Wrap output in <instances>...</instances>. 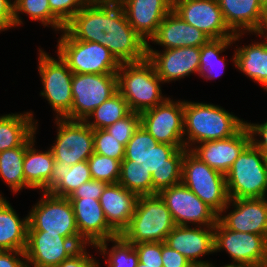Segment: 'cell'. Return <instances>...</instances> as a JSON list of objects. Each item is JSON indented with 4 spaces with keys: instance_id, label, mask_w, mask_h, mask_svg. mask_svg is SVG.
<instances>
[{
    "instance_id": "6da1fadb",
    "label": "cell",
    "mask_w": 267,
    "mask_h": 267,
    "mask_svg": "<svg viewBox=\"0 0 267 267\" xmlns=\"http://www.w3.org/2000/svg\"><path fill=\"white\" fill-rule=\"evenodd\" d=\"M65 30L74 39L105 46L120 63L147 58V43L129 24L117 0H89Z\"/></svg>"
},
{
    "instance_id": "7a4b0ae2",
    "label": "cell",
    "mask_w": 267,
    "mask_h": 267,
    "mask_svg": "<svg viewBox=\"0 0 267 267\" xmlns=\"http://www.w3.org/2000/svg\"><path fill=\"white\" fill-rule=\"evenodd\" d=\"M245 121L214 104L184 100V145L187 150L205 141L235 135Z\"/></svg>"
},
{
    "instance_id": "3957f363",
    "label": "cell",
    "mask_w": 267,
    "mask_h": 267,
    "mask_svg": "<svg viewBox=\"0 0 267 267\" xmlns=\"http://www.w3.org/2000/svg\"><path fill=\"white\" fill-rule=\"evenodd\" d=\"M163 81L146 58L139 62L121 63L117 71V90L127 101L130 111L142 113L161 103Z\"/></svg>"
},
{
    "instance_id": "277c9868",
    "label": "cell",
    "mask_w": 267,
    "mask_h": 267,
    "mask_svg": "<svg viewBox=\"0 0 267 267\" xmlns=\"http://www.w3.org/2000/svg\"><path fill=\"white\" fill-rule=\"evenodd\" d=\"M175 226L172 215L159 194L138 196L134 214L121 236L133 245L141 242H165Z\"/></svg>"
},
{
    "instance_id": "5b68a950",
    "label": "cell",
    "mask_w": 267,
    "mask_h": 267,
    "mask_svg": "<svg viewBox=\"0 0 267 267\" xmlns=\"http://www.w3.org/2000/svg\"><path fill=\"white\" fill-rule=\"evenodd\" d=\"M230 199L267 195V156L250 143L225 174Z\"/></svg>"
},
{
    "instance_id": "8992f818",
    "label": "cell",
    "mask_w": 267,
    "mask_h": 267,
    "mask_svg": "<svg viewBox=\"0 0 267 267\" xmlns=\"http://www.w3.org/2000/svg\"><path fill=\"white\" fill-rule=\"evenodd\" d=\"M57 55L73 73L117 74L121 63L105 46L74 39L65 29L61 31Z\"/></svg>"
},
{
    "instance_id": "52a82bcc",
    "label": "cell",
    "mask_w": 267,
    "mask_h": 267,
    "mask_svg": "<svg viewBox=\"0 0 267 267\" xmlns=\"http://www.w3.org/2000/svg\"><path fill=\"white\" fill-rule=\"evenodd\" d=\"M182 183L218 215L228 204L225 174L212 169L190 150L182 160Z\"/></svg>"
},
{
    "instance_id": "ba28073f",
    "label": "cell",
    "mask_w": 267,
    "mask_h": 267,
    "mask_svg": "<svg viewBox=\"0 0 267 267\" xmlns=\"http://www.w3.org/2000/svg\"><path fill=\"white\" fill-rule=\"evenodd\" d=\"M42 193L40 201L28 213V231H47L66 238H81L71 201L49 192Z\"/></svg>"
},
{
    "instance_id": "9c48e42d",
    "label": "cell",
    "mask_w": 267,
    "mask_h": 267,
    "mask_svg": "<svg viewBox=\"0 0 267 267\" xmlns=\"http://www.w3.org/2000/svg\"><path fill=\"white\" fill-rule=\"evenodd\" d=\"M38 56V72L43 85L40 94L56 112V118H64L71 111L73 104V72L59 55L57 60L39 48Z\"/></svg>"
},
{
    "instance_id": "30bf717a",
    "label": "cell",
    "mask_w": 267,
    "mask_h": 267,
    "mask_svg": "<svg viewBox=\"0 0 267 267\" xmlns=\"http://www.w3.org/2000/svg\"><path fill=\"white\" fill-rule=\"evenodd\" d=\"M71 91L73 104L64 118L85 121L95 108L118 91L117 74L73 73Z\"/></svg>"
},
{
    "instance_id": "8fae6325",
    "label": "cell",
    "mask_w": 267,
    "mask_h": 267,
    "mask_svg": "<svg viewBox=\"0 0 267 267\" xmlns=\"http://www.w3.org/2000/svg\"><path fill=\"white\" fill-rule=\"evenodd\" d=\"M215 253L225 250L230 264L263 267L267 260V237L227 229L219 220L214 226Z\"/></svg>"
},
{
    "instance_id": "7c38bea8",
    "label": "cell",
    "mask_w": 267,
    "mask_h": 267,
    "mask_svg": "<svg viewBox=\"0 0 267 267\" xmlns=\"http://www.w3.org/2000/svg\"><path fill=\"white\" fill-rule=\"evenodd\" d=\"M57 136L50 147L55 161L65 166L87 161L94 153L93 129L85 121L56 118Z\"/></svg>"
},
{
    "instance_id": "4fadbf2b",
    "label": "cell",
    "mask_w": 267,
    "mask_h": 267,
    "mask_svg": "<svg viewBox=\"0 0 267 267\" xmlns=\"http://www.w3.org/2000/svg\"><path fill=\"white\" fill-rule=\"evenodd\" d=\"M82 238H66L47 231H28L25 249L27 267H57L80 247Z\"/></svg>"
},
{
    "instance_id": "5bb4252c",
    "label": "cell",
    "mask_w": 267,
    "mask_h": 267,
    "mask_svg": "<svg viewBox=\"0 0 267 267\" xmlns=\"http://www.w3.org/2000/svg\"><path fill=\"white\" fill-rule=\"evenodd\" d=\"M158 194L165 201L176 225L215 226L218 221V214L182 182L164 188Z\"/></svg>"
},
{
    "instance_id": "9a60e30c",
    "label": "cell",
    "mask_w": 267,
    "mask_h": 267,
    "mask_svg": "<svg viewBox=\"0 0 267 267\" xmlns=\"http://www.w3.org/2000/svg\"><path fill=\"white\" fill-rule=\"evenodd\" d=\"M140 125L158 143L184 145V101L168 97L163 103L140 113Z\"/></svg>"
},
{
    "instance_id": "2e32d148",
    "label": "cell",
    "mask_w": 267,
    "mask_h": 267,
    "mask_svg": "<svg viewBox=\"0 0 267 267\" xmlns=\"http://www.w3.org/2000/svg\"><path fill=\"white\" fill-rule=\"evenodd\" d=\"M173 11L210 39L234 37L224 21L218 0H173Z\"/></svg>"
},
{
    "instance_id": "e0dca14e",
    "label": "cell",
    "mask_w": 267,
    "mask_h": 267,
    "mask_svg": "<svg viewBox=\"0 0 267 267\" xmlns=\"http://www.w3.org/2000/svg\"><path fill=\"white\" fill-rule=\"evenodd\" d=\"M185 145L158 143L153 147L142 166L151 173L153 195L162 189L182 182V160Z\"/></svg>"
},
{
    "instance_id": "ac0fdd59",
    "label": "cell",
    "mask_w": 267,
    "mask_h": 267,
    "mask_svg": "<svg viewBox=\"0 0 267 267\" xmlns=\"http://www.w3.org/2000/svg\"><path fill=\"white\" fill-rule=\"evenodd\" d=\"M267 197L230 199L218 215V220L230 230L267 237ZM231 204V205H230ZM234 206L233 211L223 215Z\"/></svg>"
},
{
    "instance_id": "d6986e66",
    "label": "cell",
    "mask_w": 267,
    "mask_h": 267,
    "mask_svg": "<svg viewBox=\"0 0 267 267\" xmlns=\"http://www.w3.org/2000/svg\"><path fill=\"white\" fill-rule=\"evenodd\" d=\"M147 59L153 64L163 83H169L191 73H198L200 64L199 47L164 49L162 52L152 49L147 43Z\"/></svg>"
},
{
    "instance_id": "ffe728a7",
    "label": "cell",
    "mask_w": 267,
    "mask_h": 267,
    "mask_svg": "<svg viewBox=\"0 0 267 267\" xmlns=\"http://www.w3.org/2000/svg\"><path fill=\"white\" fill-rule=\"evenodd\" d=\"M251 143L250 132L244 125L232 137L205 141L193 146L190 151L209 167L226 174L241 152Z\"/></svg>"
},
{
    "instance_id": "44dd1931",
    "label": "cell",
    "mask_w": 267,
    "mask_h": 267,
    "mask_svg": "<svg viewBox=\"0 0 267 267\" xmlns=\"http://www.w3.org/2000/svg\"><path fill=\"white\" fill-rule=\"evenodd\" d=\"M73 206L80 237L92 247L101 241L118 236L108 225L99 200L93 198H68Z\"/></svg>"
},
{
    "instance_id": "7402d4cb",
    "label": "cell",
    "mask_w": 267,
    "mask_h": 267,
    "mask_svg": "<svg viewBox=\"0 0 267 267\" xmlns=\"http://www.w3.org/2000/svg\"><path fill=\"white\" fill-rule=\"evenodd\" d=\"M172 249L185 256L192 264L207 263L201 256L212 254L214 250V226L176 225L165 239Z\"/></svg>"
},
{
    "instance_id": "603a6c76",
    "label": "cell",
    "mask_w": 267,
    "mask_h": 267,
    "mask_svg": "<svg viewBox=\"0 0 267 267\" xmlns=\"http://www.w3.org/2000/svg\"><path fill=\"white\" fill-rule=\"evenodd\" d=\"M129 24L148 43L164 17L173 9V0H117ZM149 39V40H148Z\"/></svg>"
},
{
    "instance_id": "cb8c5ba5",
    "label": "cell",
    "mask_w": 267,
    "mask_h": 267,
    "mask_svg": "<svg viewBox=\"0 0 267 267\" xmlns=\"http://www.w3.org/2000/svg\"><path fill=\"white\" fill-rule=\"evenodd\" d=\"M224 21L234 33L267 32V11L258 0H218Z\"/></svg>"
},
{
    "instance_id": "d4e9b609",
    "label": "cell",
    "mask_w": 267,
    "mask_h": 267,
    "mask_svg": "<svg viewBox=\"0 0 267 267\" xmlns=\"http://www.w3.org/2000/svg\"><path fill=\"white\" fill-rule=\"evenodd\" d=\"M210 38L202 31L186 23L173 9L164 17L156 34L150 39L164 49L201 47Z\"/></svg>"
},
{
    "instance_id": "484cf974",
    "label": "cell",
    "mask_w": 267,
    "mask_h": 267,
    "mask_svg": "<svg viewBox=\"0 0 267 267\" xmlns=\"http://www.w3.org/2000/svg\"><path fill=\"white\" fill-rule=\"evenodd\" d=\"M138 196L124 188L121 184H107L104 188L100 204L108 225L118 234L128 227L134 214Z\"/></svg>"
},
{
    "instance_id": "4316f807",
    "label": "cell",
    "mask_w": 267,
    "mask_h": 267,
    "mask_svg": "<svg viewBox=\"0 0 267 267\" xmlns=\"http://www.w3.org/2000/svg\"><path fill=\"white\" fill-rule=\"evenodd\" d=\"M262 42L237 47L231 59L236 68L264 87L267 92V32L257 33Z\"/></svg>"
},
{
    "instance_id": "83f0119b",
    "label": "cell",
    "mask_w": 267,
    "mask_h": 267,
    "mask_svg": "<svg viewBox=\"0 0 267 267\" xmlns=\"http://www.w3.org/2000/svg\"><path fill=\"white\" fill-rule=\"evenodd\" d=\"M27 235L28 215L21 219L0 194V250L25 251Z\"/></svg>"
},
{
    "instance_id": "f1b7e54d",
    "label": "cell",
    "mask_w": 267,
    "mask_h": 267,
    "mask_svg": "<svg viewBox=\"0 0 267 267\" xmlns=\"http://www.w3.org/2000/svg\"><path fill=\"white\" fill-rule=\"evenodd\" d=\"M34 136L26 148L23 162V173L26 184L30 189H41L42 192H48V180L50 179L54 167V156L51 149L47 151H38L34 148Z\"/></svg>"
},
{
    "instance_id": "f546056e",
    "label": "cell",
    "mask_w": 267,
    "mask_h": 267,
    "mask_svg": "<svg viewBox=\"0 0 267 267\" xmlns=\"http://www.w3.org/2000/svg\"><path fill=\"white\" fill-rule=\"evenodd\" d=\"M88 161L65 166L55 161L48 180V192L54 196L68 198L80 185L91 180Z\"/></svg>"
},
{
    "instance_id": "4dcf8cb0",
    "label": "cell",
    "mask_w": 267,
    "mask_h": 267,
    "mask_svg": "<svg viewBox=\"0 0 267 267\" xmlns=\"http://www.w3.org/2000/svg\"><path fill=\"white\" fill-rule=\"evenodd\" d=\"M33 113L0 116V152L21 146L37 130Z\"/></svg>"
},
{
    "instance_id": "1f68e13d",
    "label": "cell",
    "mask_w": 267,
    "mask_h": 267,
    "mask_svg": "<svg viewBox=\"0 0 267 267\" xmlns=\"http://www.w3.org/2000/svg\"><path fill=\"white\" fill-rule=\"evenodd\" d=\"M243 36V33L234 34L233 38L210 39L206 44L200 47V64L198 75L206 80L219 77L226 66L225 56L220 57V53L231 44L235 43ZM214 71V72H213Z\"/></svg>"
},
{
    "instance_id": "d6a6232c",
    "label": "cell",
    "mask_w": 267,
    "mask_h": 267,
    "mask_svg": "<svg viewBox=\"0 0 267 267\" xmlns=\"http://www.w3.org/2000/svg\"><path fill=\"white\" fill-rule=\"evenodd\" d=\"M35 134L34 132L21 146L0 152V177L13 193L30 188L24 179L23 162L28 142Z\"/></svg>"
},
{
    "instance_id": "836d02e7",
    "label": "cell",
    "mask_w": 267,
    "mask_h": 267,
    "mask_svg": "<svg viewBox=\"0 0 267 267\" xmlns=\"http://www.w3.org/2000/svg\"><path fill=\"white\" fill-rule=\"evenodd\" d=\"M14 28L23 24L20 13H25L30 19L51 26L55 31H62L65 25L51 12L48 0H14Z\"/></svg>"
},
{
    "instance_id": "e575fe53",
    "label": "cell",
    "mask_w": 267,
    "mask_h": 267,
    "mask_svg": "<svg viewBox=\"0 0 267 267\" xmlns=\"http://www.w3.org/2000/svg\"><path fill=\"white\" fill-rule=\"evenodd\" d=\"M129 112L130 109L127 101L117 91L108 100L95 108L87 117L85 123L93 130L105 129L114 124L117 120L124 118ZM92 118L94 120H92Z\"/></svg>"
},
{
    "instance_id": "d590c367",
    "label": "cell",
    "mask_w": 267,
    "mask_h": 267,
    "mask_svg": "<svg viewBox=\"0 0 267 267\" xmlns=\"http://www.w3.org/2000/svg\"><path fill=\"white\" fill-rule=\"evenodd\" d=\"M118 183L137 196L153 195L151 173L136 161H121Z\"/></svg>"
},
{
    "instance_id": "8d00e7d4",
    "label": "cell",
    "mask_w": 267,
    "mask_h": 267,
    "mask_svg": "<svg viewBox=\"0 0 267 267\" xmlns=\"http://www.w3.org/2000/svg\"><path fill=\"white\" fill-rule=\"evenodd\" d=\"M114 243L111 249H108L109 242ZM94 248H97L101 255H108L106 259L108 267H136L138 263V253L134 245L127 242L121 235L114 238L101 241ZM106 254V255H105Z\"/></svg>"
},
{
    "instance_id": "74e56055",
    "label": "cell",
    "mask_w": 267,
    "mask_h": 267,
    "mask_svg": "<svg viewBox=\"0 0 267 267\" xmlns=\"http://www.w3.org/2000/svg\"><path fill=\"white\" fill-rule=\"evenodd\" d=\"M87 161L92 179L107 184L118 183L121 168L119 160L93 153Z\"/></svg>"
},
{
    "instance_id": "f35d334b",
    "label": "cell",
    "mask_w": 267,
    "mask_h": 267,
    "mask_svg": "<svg viewBox=\"0 0 267 267\" xmlns=\"http://www.w3.org/2000/svg\"><path fill=\"white\" fill-rule=\"evenodd\" d=\"M157 144L155 138L140 125L125 146L123 160H133L142 164L149 156L150 150Z\"/></svg>"
},
{
    "instance_id": "ab89813d",
    "label": "cell",
    "mask_w": 267,
    "mask_h": 267,
    "mask_svg": "<svg viewBox=\"0 0 267 267\" xmlns=\"http://www.w3.org/2000/svg\"><path fill=\"white\" fill-rule=\"evenodd\" d=\"M94 153L107 156L120 162L124 159L125 146L119 143L105 129L93 130Z\"/></svg>"
},
{
    "instance_id": "60d3db41",
    "label": "cell",
    "mask_w": 267,
    "mask_h": 267,
    "mask_svg": "<svg viewBox=\"0 0 267 267\" xmlns=\"http://www.w3.org/2000/svg\"><path fill=\"white\" fill-rule=\"evenodd\" d=\"M140 126V113L130 111L124 118L105 128L122 145L126 146L136 129Z\"/></svg>"
},
{
    "instance_id": "b9f144b4",
    "label": "cell",
    "mask_w": 267,
    "mask_h": 267,
    "mask_svg": "<svg viewBox=\"0 0 267 267\" xmlns=\"http://www.w3.org/2000/svg\"><path fill=\"white\" fill-rule=\"evenodd\" d=\"M89 0H48L51 12L66 25Z\"/></svg>"
},
{
    "instance_id": "7bdbcfd3",
    "label": "cell",
    "mask_w": 267,
    "mask_h": 267,
    "mask_svg": "<svg viewBox=\"0 0 267 267\" xmlns=\"http://www.w3.org/2000/svg\"><path fill=\"white\" fill-rule=\"evenodd\" d=\"M138 261L150 267H163L161 242H141L134 245Z\"/></svg>"
},
{
    "instance_id": "ee69618b",
    "label": "cell",
    "mask_w": 267,
    "mask_h": 267,
    "mask_svg": "<svg viewBox=\"0 0 267 267\" xmlns=\"http://www.w3.org/2000/svg\"><path fill=\"white\" fill-rule=\"evenodd\" d=\"M107 183L91 179L80 185L68 198H93L100 200L101 194Z\"/></svg>"
},
{
    "instance_id": "f6af8a7d",
    "label": "cell",
    "mask_w": 267,
    "mask_h": 267,
    "mask_svg": "<svg viewBox=\"0 0 267 267\" xmlns=\"http://www.w3.org/2000/svg\"><path fill=\"white\" fill-rule=\"evenodd\" d=\"M57 267H100L99 262L96 261L86 251V246L80 247L69 258L65 259Z\"/></svg>"
},
{
    "instance_id": "bcb514c9",
    "label": "cell",
    "mask_w": 267,
    "mask_h": 267,
    "mask_svg": "<svg viewBox=\"0 0 267 267\" xmlns=\"http://www.w3.org/2000/svg\"><path fill=\"white\" fill-rule=\"evenodd\" d=\"M163 267H191L192 263L182 254L161 242Z\"/></svg>"
},
{
    "instance_id": "7dc6e473",
    "label": "cell",
    "mask_w": 267,
    "mask_h": 267,
    "mask_svg": "<svg viewBox=\"0 0 267 267\" xmlns=\"http://www.w3.org/2000/svg\"><path fill=\"white\" fill-rule=\"evenodd\" d=\"M245 125L250 132L251 143L267 156V121L262 124L248 123L245 121ZM256 136H259V138L261 136L260 140Z\"/></svg>"
},
{
    "instance_id": "c3c4849f",
    "label": "cell",
    "mask_w": 267,
    "mask_h": 267,
    "mask_svg": "<svg viewBox=\"0 0 267 267\" xmlns=\"http://www.w3.org/2000/svg\"><path fill=\"white\" fill-rule=\"evenodd\" d=\"M0 267H27L25 251L0 250Z\"/></svg>"
},
{
    "instance_id": "681fc988",
    "label": "cell",
    "mask_w": 267,
    "mask_h": 267,
    "mask_svg": "<svg viewBox=\"0 0 267 267\" xmlns=\"http://www.w3.org/2000/svg\"><path fill=\"white\" fill-rule=\"evenodd\" d=\"M0 27L4 31L14 27V5L11 0H0Z\"/></svg>"
},
{
    "instance_id": "f907efd6",
    "label": "cell",
    "mask_w": 267,
    "mask_h": 267,
    "mask_svg": "<svg viewBox=\"0 0 267 267\" xmlns=\"http://www.w3.org/2000/svg\"><path fill=\"white\" fill-rule=\"evenodd\" d=\"M191 267H216L215 265L213 266L212 263H200V264H192Z\"/></svg>"
},
{
    "instance_id": "816d5d0a",
    "label": "cell",
    "mask_w": 267,
    "mask_h": 267,
    "mask_svg": "<svg viewBox=\"0 0 267 267\" xmlns=\"http://www.w3.org/2000/svg\"><path fill=\"white\" fill-rule=\"evenodd\" d=\"M258 2L267 11V0H258Z\"/></svg>"
},
{
    "instance_id": "f5cc1de1",
    "label": "cell",
    "mask_w": 267,
    "mask_h": 267,
    "mask_svg": "<svg viewBox=\"0 0 267 267\" xmlns=\"http://www.w3.org/2000/svg\"><path fill=\"white\" fill-rule=\"evenodd\" d=\"M221 267H248V266H245V265H235V264H227V265H224V266H221Z\"/></svg>"
},
{
    "instance_id": "db71d44e",
    "label": "cell",
    "mask_w": 267,
    "mask_h": 267,
    "mask_svg": "<svg viewBox=\"0 0 267 267\" xmlns=\"http://www.w3.org/2000/svg\"><path fill=\"white\" fill-rule=\"evenodd\" d=\"M136 267H150V266H147V265H145V264H143V263H141V262L138 261Z\"/></svg>"
},
{
    "instance_id": "11a10c76",
    "label": "cell",
    "mask_w": 267,
    "mask_h": 267,
    "mask_svg": "<svg viewBox=\"0 0 267 267\" xmlns=\"http://www.w3.org/2000/svg\"><path fill=\"white\" fill-rule=\"evenodd\" d=\"M263 267H267V260L265 261V264L263 265Z\"/></svg>"
}]
</instances>
